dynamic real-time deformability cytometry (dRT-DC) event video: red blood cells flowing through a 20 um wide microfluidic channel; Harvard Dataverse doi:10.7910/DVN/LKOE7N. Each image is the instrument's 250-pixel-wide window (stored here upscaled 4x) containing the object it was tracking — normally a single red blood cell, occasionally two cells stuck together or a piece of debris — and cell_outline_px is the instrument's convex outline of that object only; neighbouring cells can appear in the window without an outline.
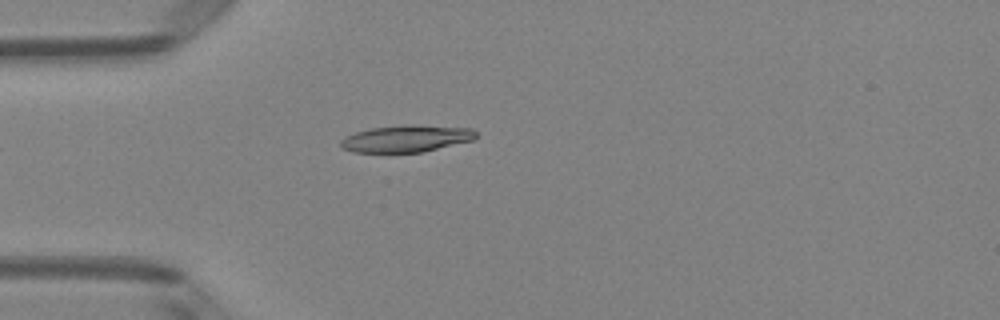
{"species": "Egyptian fruit bat (a non-hibernating species)", "species_latin": "Rousettus aegyptiacus", "temperature_condition": "room temperature", "stored_images_in_passage": 2, "camera_frame_rate_fps": 3000, "um_per_image_px": 0.085, "animal": {"sex": "female"}, "frame": {"image": 1, "passage_image": 2, "time_ms": 0.333, "image_size_px": [1000, 320], "cell_outline_px": [[476, 136], [472, 140], [420, 152], [352, 152], [344, 148], [340, 144], [340, 140], [344, 136], [356, 132], [372, 128], [472, 128], [476, 132]], "centroid_in_image_um": [34.43, 11.84], "position_along_channel_um": 50.6, "area_um2": 19.54}}